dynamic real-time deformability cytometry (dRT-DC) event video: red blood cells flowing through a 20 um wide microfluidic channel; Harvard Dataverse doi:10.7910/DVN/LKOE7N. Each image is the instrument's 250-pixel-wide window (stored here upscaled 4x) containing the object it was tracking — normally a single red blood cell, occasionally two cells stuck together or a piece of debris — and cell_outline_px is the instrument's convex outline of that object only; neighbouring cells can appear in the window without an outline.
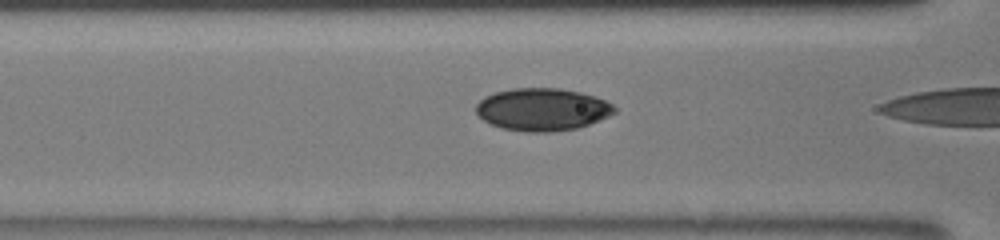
{"species": "human", "species_latin": "Homo sapiens", "temperature_condition": "room temperature", "stored_images_in_passage": 13, "camera_frame_rate_fps": 3000, "um_per_image_px": 0.085, "donor": {"sex": "male"}, "frame": {"image": 1, "passage_image": 10, "time_ms": 1.333, "image_size_px": [1000, 240], "cell_outline_px": [[616, 112], [600, 120], [576, 128], [548, 132], [528, 132], [500, 128], [484, 120], [476, 112], [476, 104], [484, 96], [496, 92], [512, 88], [560, 88], [580, 92], [604, 100], [612, 104], [616, 108]], "centroid_in_image_um": [46.08, 9.3], "position_along_channel_um": 120.5, "area_um2": 34.16}}